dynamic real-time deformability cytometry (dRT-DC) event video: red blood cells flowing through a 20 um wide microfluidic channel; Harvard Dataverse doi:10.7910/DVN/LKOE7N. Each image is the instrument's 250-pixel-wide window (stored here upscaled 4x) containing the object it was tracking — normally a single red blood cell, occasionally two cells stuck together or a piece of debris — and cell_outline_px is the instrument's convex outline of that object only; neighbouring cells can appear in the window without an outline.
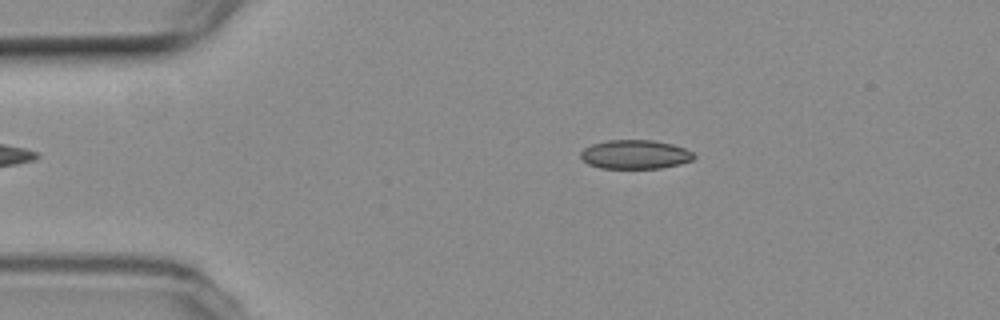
{"species": "common noctule bat (a hibernating species)", "species_latin": "Nyctalus noctula", "temperature_condition": "room temperature", "stored_images_in_passage": 49, "camera_frame_rate_fps": 3000, "um_per_image_px": 0.085, "animal": {"sex": "female", "body_mass_g": 19.3, "forearm_length_mm": 54.1}, "frame": {"image": 1, "passage_image": 10, "time_ms": 3.0, "image_size_px": [1000, 320], "cell_outline_px": [[696, 156], [692, 160], [680, 164], [660, 168], [600, 168], [588, 164], [580, 156], [580, 152], [584, 148], [592, 144], [608, 140], [652, 140], [672, 144], [684, 148], [692, 152]], "centroid_in_image_um": [53.98, 13.13], "position_along_channel_um": 31.0, "area_um2": 19.07}}
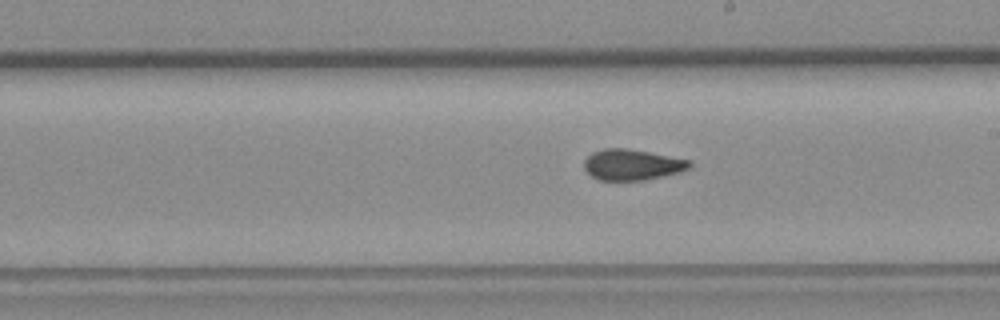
{"frame": {"image": 2, "passage_image": 31, "time_ms": 10.0, "image_size_px": [1000, 320], "cell_outline_px": [[692, 164], [688, 168], [680, 172], [664, 176], [644, 180], [600, 180], [592, 176], [584, 168], [584, 160], [592, 152], [604, 148], [628, 148], [692, 160]], "centroid_in_image_um": [53.74, 13.99], "position_along_channel_um": 235.3, "area_um2": 19.02}}
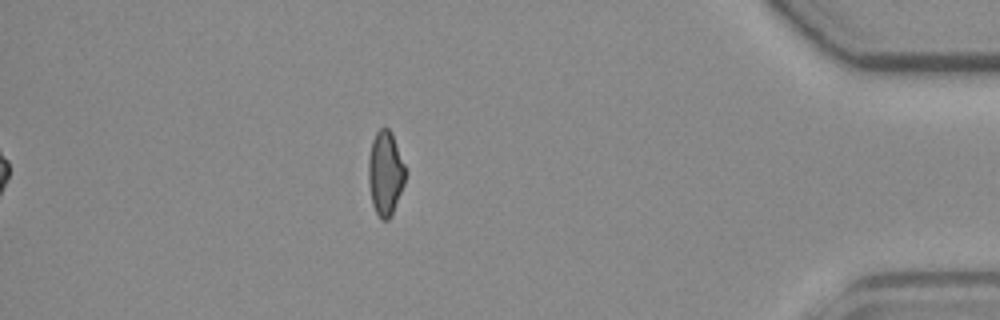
{"frame": {"image": 3, "passage_image": 49, "time_ms": 16.0, "image_size_px": [1000, 320], "cell_outline_px": [[404, 184], [392, 216], [388, 220], [380, 220], [372, 204], [368, 180], [368, 160], [372, 140], [376, 132], [380, 128], [388, 128], [392, 132], [404, 164]], "centroid_in_image_um": [32.74, 14.74], "position_along_channel_um": 402.5, "area_um2": 18.15}, "authors_computed_cell_mechanics": {"area_um2": 19.074, "velocity_mm_per_s": 3.5802, "shape_relaxation_time_tau1_ms": null, "shape_relaxation_time_tau2_ms": 2.0866, "deformation_change_tau1": null, "deformation_change_tau2": 0.0686}}